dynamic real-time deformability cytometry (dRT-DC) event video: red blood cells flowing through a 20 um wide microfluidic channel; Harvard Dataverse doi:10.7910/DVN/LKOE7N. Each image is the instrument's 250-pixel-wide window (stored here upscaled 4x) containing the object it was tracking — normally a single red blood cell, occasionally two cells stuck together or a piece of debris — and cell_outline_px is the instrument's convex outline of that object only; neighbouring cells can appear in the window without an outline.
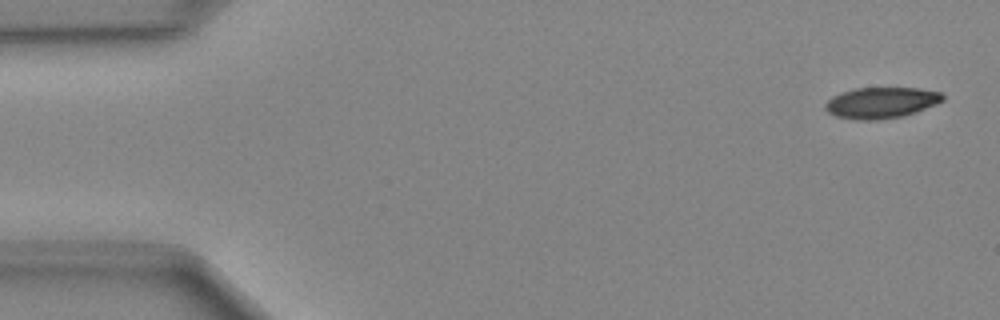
{"species": "Egyptian fruit bat (a non-hibernating species)", "species_latin": "Rousettus aegyptiacus", "temperature_condition": "cold", "stored_images_in_passage": 49, "camera_frame_rate_fps": 3000, "um_per_image_px": 0.085, "animal": {"sex": "female"}, "frame": {"image": 1, "passage_image": 2, "time_ms": 0.333, "image_size_px": [1000, 320], "cell_outline_px": [[944, 100], [936, 104], [916, 112], [904, 116], [876, 120], [856, 120], [836, 116], [828, 112], [824, 108], [824, 104], [832, 96], [856, 88], [920, 88], [940, 92], [944, 96]], "centroid_in_image_um": [74.9, 8.74], "position_along_channel_um": 10.1, "area_um2": 21.27}}
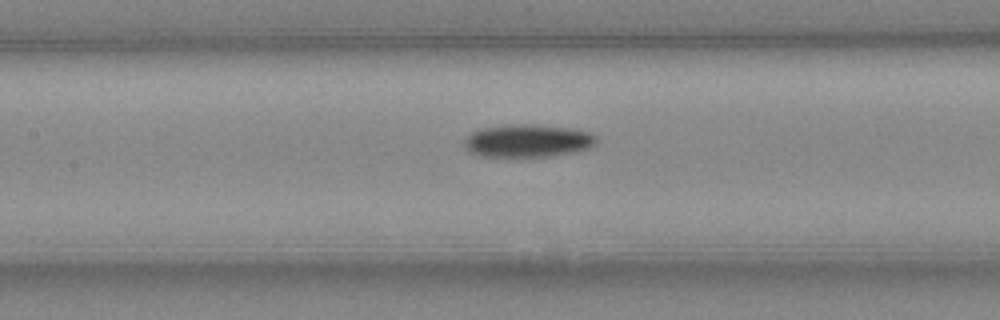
{"frame": {"image": 2, "passage_image": 22, "time_ms": 7.0, "image_size_px": [1000, 320], "cell_outline_px": [[596, 144], [592, 148], [576, 152], [552, 156], [480, 156], [468, 152], [464, 144], [464, 140], [472, 132], [484, 128], [508, 124], [532, 124], [572, 128], [588, 132], [596, 136]], "centroid_in_image_um": [44.89, 11.97], "position_along_channel_um": 162.5, "area_um2": 25.37}}
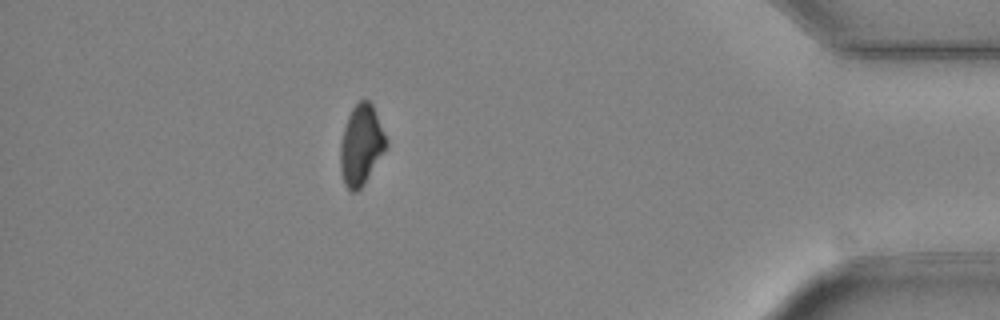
{"frame": {"image": 3, "passage_image": 43, "time_ms": 14.0, "image_size_px": [1000, 320], "cell_outline_px": [[388, 144], [364, 184], [356, 192], [352, 192], [344, 184], [340, 172], [340, 144], [344, 128], [348, 116], [352, 108], [360, 100], [368, 100], [372, 104], [388, 140]], "centroid_in_image_um": [30.69, 12.33], "position_along_channel_um": 404.5, "area_um2": 21.33}}